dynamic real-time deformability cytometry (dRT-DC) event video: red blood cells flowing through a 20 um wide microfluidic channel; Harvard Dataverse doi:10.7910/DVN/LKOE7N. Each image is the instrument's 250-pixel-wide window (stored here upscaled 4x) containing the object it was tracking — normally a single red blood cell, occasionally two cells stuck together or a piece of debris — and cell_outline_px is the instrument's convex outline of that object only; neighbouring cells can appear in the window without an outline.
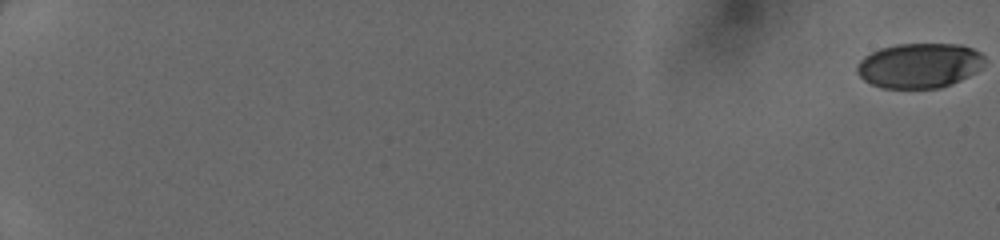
{"species": "human", "species_latin": "Homo sapiens", "temperature_condition": "cold", "stored_images_in_passage": 12, "camera_frame_rate_fps": 3000, "um_per_image_px": 0.085, "donor": {"sex": "female"}, "frame": {"image": 1, "passage_image": 1, "time_ms": 0.0, "image_size_px": [1000, 240], "cell_outline_px": [[984, 60], [980, 68], [976, 72], [960, 80], [940, 88], [884, 88], [872, 84], [864, 80], [856, 72], [856, 68], [860, 60], [864, 56], [880, 48], [896, 44], [960, 44], [972, 48], [980, 52], [984, 56]], "centroid_in_image_um": [78.14, 5.56], "position_along_channel_um": 6.9, "area_um2": 33.35}}